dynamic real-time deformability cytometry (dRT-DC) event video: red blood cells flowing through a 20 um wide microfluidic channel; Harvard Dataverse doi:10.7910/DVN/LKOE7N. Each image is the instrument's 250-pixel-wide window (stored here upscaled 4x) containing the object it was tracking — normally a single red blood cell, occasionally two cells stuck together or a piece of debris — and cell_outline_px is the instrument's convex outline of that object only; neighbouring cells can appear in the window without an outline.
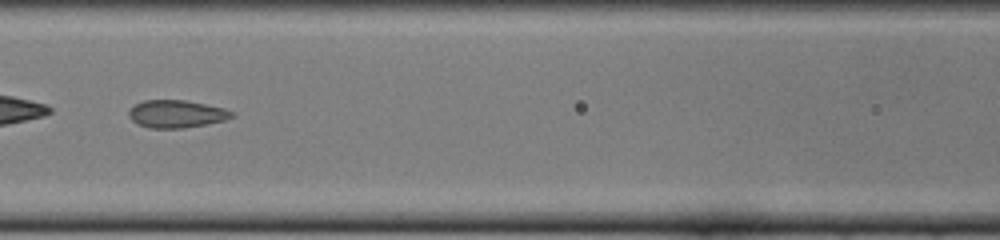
{"species": "common noctule bat (a hibernating species)", "species_latin": "Nyctalus noctula", "temperature_condition": "cold", "stored_images_in_passage": 49, "camera_frame_rate_fps": 3000, "um_per_image_px": 0.085, "animal": {"sex": "female", "body_mass_g": 22.0, "forearm_length_mm": 56.7}, "frame": {"image": 1, "passage_image": 22, "time_ms": 7.0, "image_size_px": [1000, 240], "cell_outline_px": [[236, 116], [224, 120], [208, 124], [184, 128], [148, 128], [136, 124], [128, 116], [128, 112], [136, 104], [144, 100], [184, 100], [224, 108], [236, 112]], "centroid_in_image_um": [15.02, 9.69], "position_along_channel_um": 151.6, "area_um2": 16.7}}
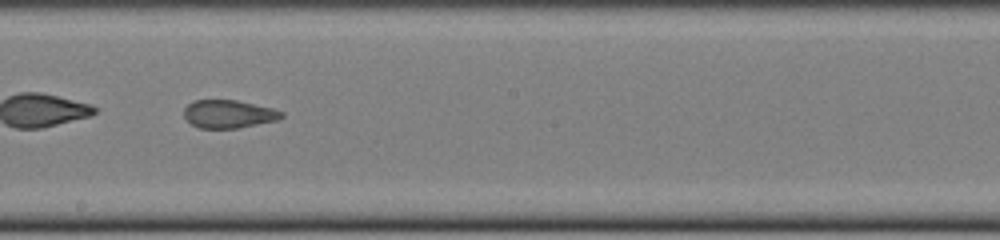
{"frame": {"image": 2, "passage_image": 28, "time_ms": 9.0, "image_size_px": [1000, 240], "cell_outline_px": [[284, 116], [280, 120], [236, 128], [200, 128], [192, 124], [184, 116], [184, 108], [192, 100], [236, 100], [272, 108], [284, 112]], "centroid_in_image_um": [19.45, 9.69], "position_along_channel_um": 228.7, "area_um2": 15.95}}